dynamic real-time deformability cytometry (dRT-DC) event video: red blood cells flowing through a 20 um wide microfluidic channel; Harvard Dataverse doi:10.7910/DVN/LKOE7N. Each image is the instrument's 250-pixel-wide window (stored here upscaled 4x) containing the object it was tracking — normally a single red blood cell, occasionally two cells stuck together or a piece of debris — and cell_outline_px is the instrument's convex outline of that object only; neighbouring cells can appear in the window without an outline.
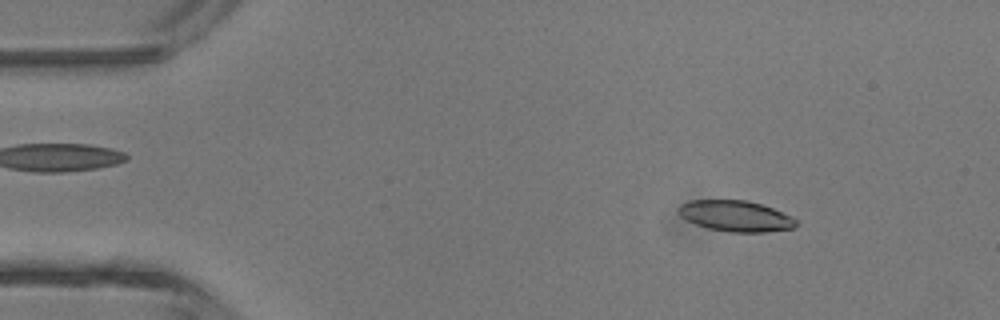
{"species": "common noctule bat (a hibernating species)", "species_latin": "Nyctalus noctula", "temperature_condition": "room temperature", "stored_images_in_passage": 3, "camera_frame_rate_fps": 3000, "um_per_image_px": 0.085, "animal": {"sex": "male", "body_mass_g": 13.3}, "frame": {"image": 1, "passage_image": 1, "time_ms": 0.0, "image_size_px": [1000, 320], "cell_outline_px": [[800, 224], [792, 228], [768, 232], [728, 232], [708, 228], [696, 224], [680, 216], [676, 208], [680, 204], [692, 200], [748, 200], [772, 208], [792, 216], [800, 220]], "centroid_in_image_um": [62.56, 18.36], "position_along_channel_um": 22.4, "area_um2": 21.39}}
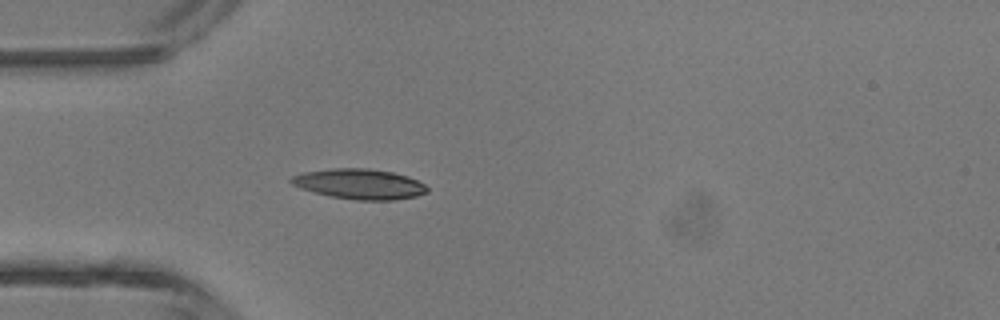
{"frame": {"image": 2, "passage_image": 3, "time_ms": 2.333, "image_size_px": [1000, 320], "cell_outline_px": [[428, 192], [416, 196], [396, 200], [356, 200], [328, 196], [300, 188], [292, 184], [288, 180], [292, 176], [304, 172], [332, 168], [368, 168], [392, 172], [408, 176], [424, 184], [428, 188]], "centroid_in_image_um": [30.55, 15.64], "position_along_channel_um": 54.4, "area_um2": 24.04}}